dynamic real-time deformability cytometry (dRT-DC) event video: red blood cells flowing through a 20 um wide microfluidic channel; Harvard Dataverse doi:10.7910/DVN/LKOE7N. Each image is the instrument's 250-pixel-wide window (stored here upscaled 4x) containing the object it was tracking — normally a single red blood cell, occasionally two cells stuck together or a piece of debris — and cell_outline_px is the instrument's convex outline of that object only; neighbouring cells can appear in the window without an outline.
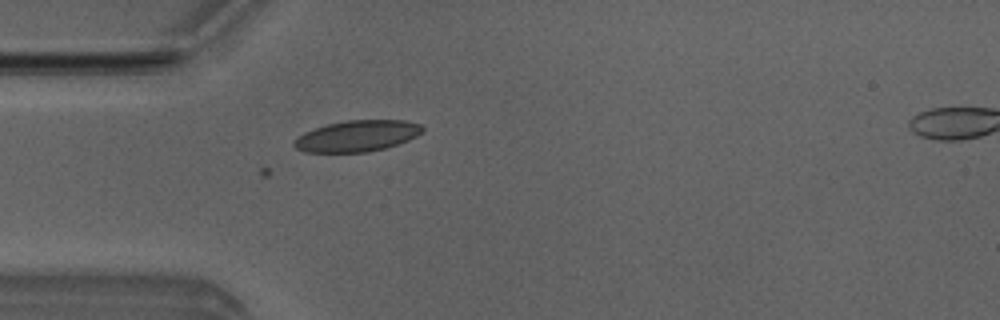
{"species": "Egyptian fruit bat (a non-hibernating species)", "species_latin": "Rousettus aegyptiacus", "temperature_condition": "room temperature", "stored_images_in_passage": 5, "camera_frame_rate_fps": 3000, "um_per_image_px": 0.085, "animal": {"sex": "male"}, "frame": {"image": 1, "passage_image": 4, "time_ms": 5.0, "image_size_px": [1000, 320], "cell_outline_px": [[424, 132], [408, 140], [384, 148], [368, 152], [304, 152], [296, 148], [292, 144], [304, 132], [328, 124], [348, 120], [404, 120], [420, 124], [424, 128]], "centroid_in_image_um": [30.38, 11.55], "position_along_channel_um": 54.6, "area_um2": 23.12}}